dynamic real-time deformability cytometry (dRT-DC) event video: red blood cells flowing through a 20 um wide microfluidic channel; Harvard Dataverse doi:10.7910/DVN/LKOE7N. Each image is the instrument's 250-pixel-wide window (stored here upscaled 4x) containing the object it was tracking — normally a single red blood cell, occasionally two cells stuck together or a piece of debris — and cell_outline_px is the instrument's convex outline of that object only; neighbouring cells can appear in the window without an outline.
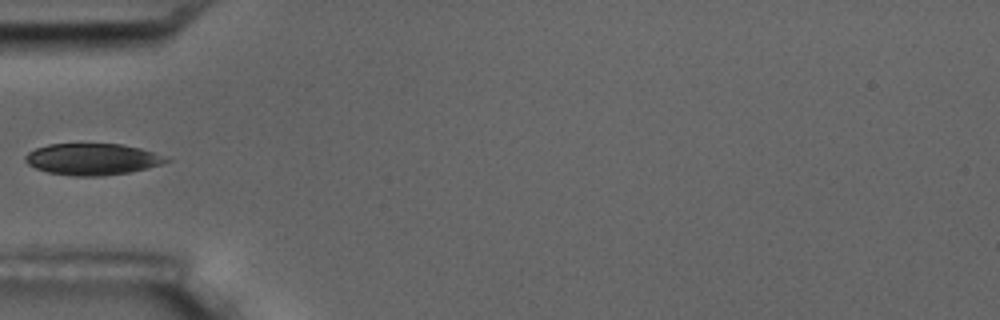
{"species": "common noctule bat (a hibernating species)", "species_latin": "Nyctalus noctula", "temperature_condition": "room temperature", "stored_images_in_passage": 1, "camera_frame_rate_fps": 3000, "um_per_image_px": 0.085, "animal": {"sex": "male", "body_mass_g": 17.5, "forearm_length_mm": 52.3}, "frame": {"image": 1, "passage_image": 1, "time_ms": 0.0, "image_size_px": [1000, 320], "cell_outline_px": [[172, 160], [148, 168], [128, 172], [100, 176], [72, 176], [48, 172], [36, 168], [28, 164], [24, 160], [24, 156], [28, 152], [36, 148], [48, 144], [120, 144], [140, 148], [152, 152]], "centroid_in_image_um": [7.8, 13.53], "position_along_channel_um": 77.2, "area_um2": 25.66}}